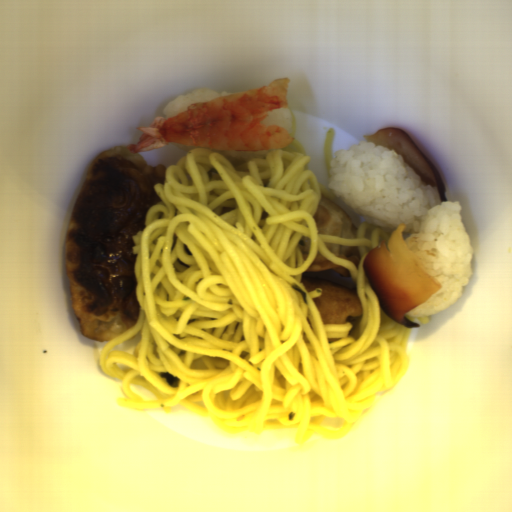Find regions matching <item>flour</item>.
Here are the masks:
<instances>
[{
    "mask_svg": "<svg viewBox=\"0 0 512 512\" xmlns=\"http://www.w3.org/2000/svg\"><path fill=\"white\" fill-rule=\"evenodd\" d=\"M313 218L317 234H328L351 240L358 238L360 226L342 207L329 198L322 196Z\"/></svg>",
    "mask_w": 512,
    "mask_h": 512,
    "instance_id": "3",
    "label": "flour"
},
{
    "mask_svg": "<svg viewBox=\"0 0 512 512\" xmlns=\"http://www.w3.org/2000/svg\"><path fill=\"white\" fill-rule=\"evenodd\" d=\"M129 145L97 153L77 193L64 241V271L82 336L111 341L139 319L136 245L150 207L160 201L166 166L151 164Z\"/></svg>",
    "mask_w": 512,
    "mask_h": 512,
    "instance_id": "1",
    "label": "flour"
},
{
    "mask_svg": "<svg viewBox=\"0 0 512 512\" xmlns=\"http://www.w3.org/2000/svg\"><path fill=\"white\" fill-rule=\"evenodd\" d=\"M312 247L311 238L308 237H301L300 240L297 242V248L299 250L300 256L302 261H306L307 258L310 255Z\"/></svg>",
    "mask_w": 512,
    "mask_h": 512,
    "instance_id": "5",
    "label": "flour"
},
{
    "mask_svg": "<svg viewBox=\"0 0 512 512\" xmlns=\"http://www.w3.org/2000/svg\"><path fill=\"white\" fill-rule=\"evenodd\" d=\"M301 276L305 292L321 288L322 294L312 300L323 324L361 316L363 309L356 281L348 268L317 252Z\"/></svg>",
    "mask_w": 512,
    "mask_h": 512,
    "instance_id": "2",
    "label": "flour"
},
{
    "mask_svg": "<svg viewBox=\"0 0 512 512\" xmlns=\"http://www.w3.org/2000/svg\"><path fill=\"white\" fill-rule=\"evenodd\" d=\"M326 250L338 259H346L353 263L358 269L360 265L361 255L357 246H341L334 244L325 245Z\"/></svg>",
    "mask_w": 512,
    "mask_h": 512,
    "instance_id": "4",
    "label": "flour"
}]
</instances>
